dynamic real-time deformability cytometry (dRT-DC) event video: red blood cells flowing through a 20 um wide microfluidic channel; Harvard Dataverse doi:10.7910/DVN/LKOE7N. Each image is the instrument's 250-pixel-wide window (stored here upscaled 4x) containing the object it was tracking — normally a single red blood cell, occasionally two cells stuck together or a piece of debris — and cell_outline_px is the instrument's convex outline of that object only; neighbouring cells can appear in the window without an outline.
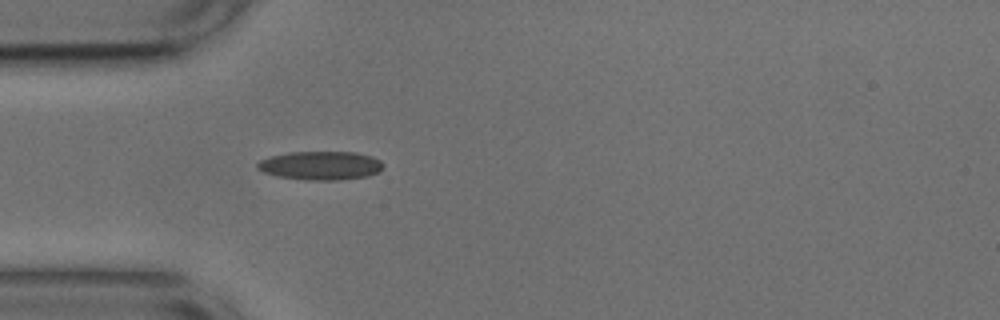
{"species": "common noctule bat (a hibernating species)", "species_latin": "Nyctalus noctula", "temperature_condition": "cold", "stored_images_in_passage": 39, "camera_frame_rate_fps": 3000, "um_per_image_px": 0.085, "animal": {"sex": "male", "body_mass_g": 17.9, "forearm_length_mm": 54.2}, "frame": {"image": 1, "passage_image": 1, "time_ms": 0.0, "image_size_px": [1000, 320], "cell_outline_px": [[384, 168], [380, 172], [368, 176], [336, 180], [304, 180], [276, 176], [264, 172], [256, 168], [256, 164], [260, 160], [272, 156], [288, 152], [356, 152], [372, 156], [380, 160], [384, 164]], "centroid_in_image_um": [27.28, 14.07], "position_along_channel_um": 57.7, "area_um2": 21.21}}
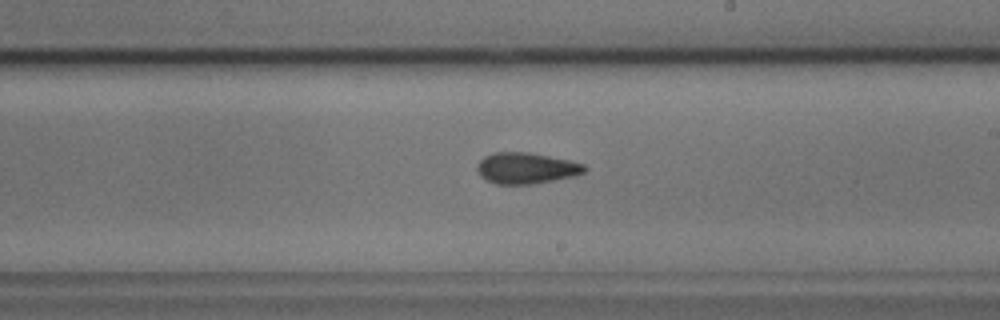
{"frame": {"image": 2, "passage_image": 16, "time_ms": 5.0, "image_size_px": [1000, 320], "cell_outline_px": [[588, 168], [584, 172], [572, 176], [532, 184], [496, 184], [480, 176], [476, 168], [476, 164], [484, 156], [492, 152], [528, 152], [568, 160], [584, 164]], "centroid_in_image_um": [44.68, 14.28], "position_along_channel_um": 244.3, "area_um2": 19.36}}
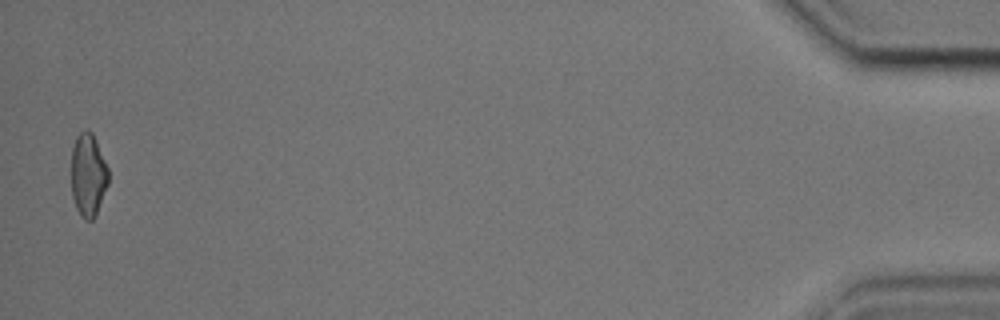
{"frame": {"image": 3, "passage_image": 38, "time_ms": 12.333, "image_size_px": [1000, 320], "cell_outline_px": [[108, 184], [96, 212], [92, 220], [84, 220], [80, 216], [76, 208], [72, 196], [72, 148], [76, 136], [84, 128], [88, 128], [92, 132], [96, 140], [108, 168]], "centroid_in_image_um": [7.48, 14.83], "position_along_channel_um": 427.7, "area_um2": 17.92}, "authors_computed_cell_mechanics": {"area_um2": 19.074, "velocity_mm_per_s": 3.7689, "shape_relaxation_time_tau1_ms": 6.7324, "shape_relaxation_time_tau2_ms": 2.6909, "deformation_change_tau1": 0.137, "deformation_change_tau2": 0.0914}}